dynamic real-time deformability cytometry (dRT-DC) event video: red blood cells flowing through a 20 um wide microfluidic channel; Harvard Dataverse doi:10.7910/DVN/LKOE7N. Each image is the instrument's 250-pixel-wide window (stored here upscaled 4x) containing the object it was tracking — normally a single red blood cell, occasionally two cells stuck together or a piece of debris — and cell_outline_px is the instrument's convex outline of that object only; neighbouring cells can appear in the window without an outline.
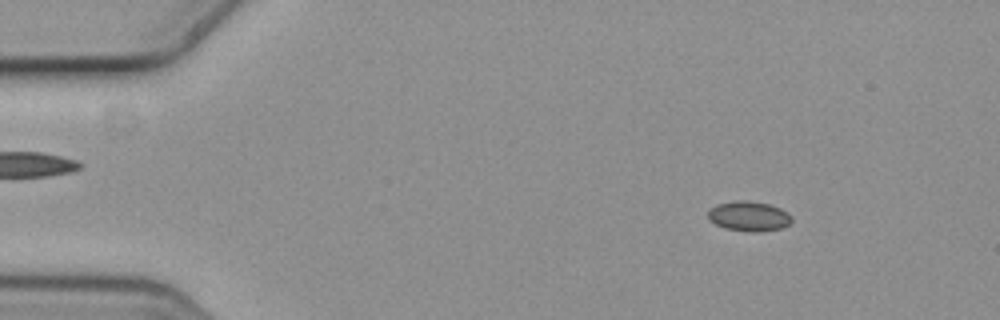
{"species": "common noctule bat (a hibernating species)", "species_latin": "Nyctalus noctula", "temperature_condition": "cold", "stored_images_in_passage": 3, "camera_frame_rate_fps": 3000, "um_per_image_px": 0.085, "animal": {"sex": "female", "body_mass_g": 19.3, "forearm_length_mm": 54.1}, "frame": {"image": 1, "passage_image": 1, "time_ms": 0.0, "image_size_px": [1000, 320], "cell_outline_px": [[792, 220], [784, 228], [760, 232], [752, 232], [724, 228], [708, 220], [708, 212], [716, 204], [736, 200], [744, 200], [768, 204], [780, 208], [792, 216]], "centroid_in_image_um": [63.66, 18.39], "position_along_channel_um": 21.3, "area_um2": 14.62}}
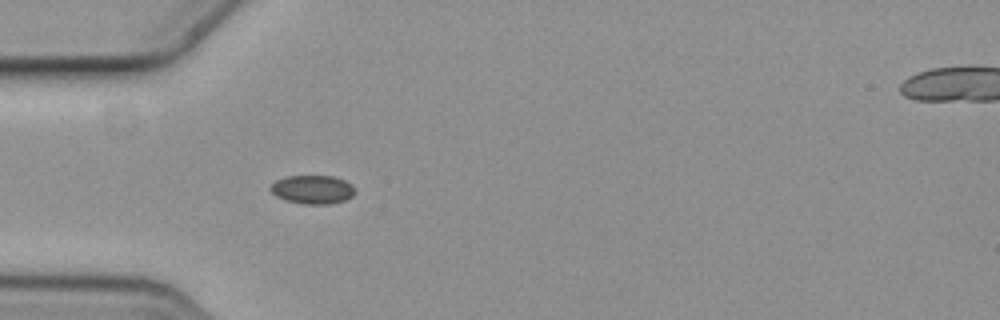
{"frame": {"image": 2, "passage_image": 3, "time_ms": 0.667, "image_size_px": [1000, 320], "cell_outline_px": [[356, 192], [352, 196], [344, 200], [332, 204], [304, 204], [284, 200], [276, 196], [268, 188], [276, 180], [284, 176], [332, 176], [344, 180], [352, 184], [356, 188]], "centroid_in_image_um": [26.57, 16.11], "position_along_channel_um": 58.4, "area_um2": 14.28}}